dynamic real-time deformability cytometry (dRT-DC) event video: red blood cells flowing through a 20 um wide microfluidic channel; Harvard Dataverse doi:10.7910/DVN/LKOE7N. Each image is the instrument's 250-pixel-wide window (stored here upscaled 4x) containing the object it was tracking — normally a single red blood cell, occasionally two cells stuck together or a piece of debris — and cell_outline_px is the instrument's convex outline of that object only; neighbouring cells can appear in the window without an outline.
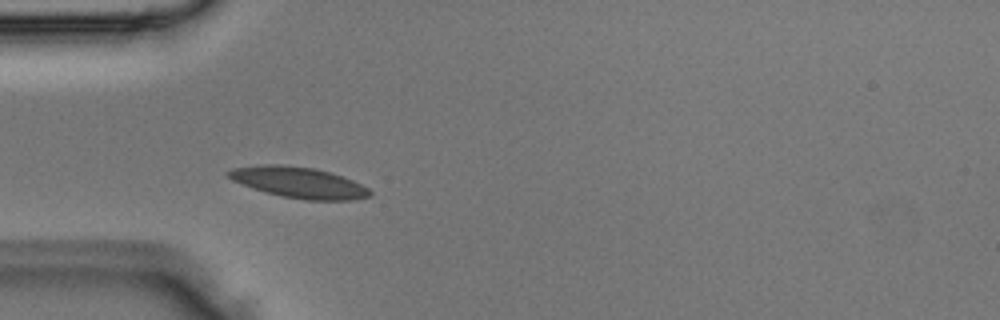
{"species": "Egyptian fruit bat (a non-hibernating species)", "species_latin": "Rousettus aegyptiacus", "temperature_condition": "room temperature", "stored_images_in_passage": 3, "camera_frame_rate_fps": 3000, "um_per_image_px": 0.085, "animal": {"sex": "male"}, "frame": {"image": 1, "passage_image": 3, "time_ms": 0.667, "image_size_px": [1000, 320], "cell_outline_px": [[372, 196], [352, 200], [304, 200], [280, 196], [264, 192], [252, 188], [232, 180], [224, 176], [224, 172], [232, 168], [264, 164], [284, 164], [312, 168], [328, 172], [352, 180], [368, 188], [372, 192]], "centroid_in_image_um": [25.34, 15.51], "position_along_channel_um": 59.7, "area_um2": 25.66}}